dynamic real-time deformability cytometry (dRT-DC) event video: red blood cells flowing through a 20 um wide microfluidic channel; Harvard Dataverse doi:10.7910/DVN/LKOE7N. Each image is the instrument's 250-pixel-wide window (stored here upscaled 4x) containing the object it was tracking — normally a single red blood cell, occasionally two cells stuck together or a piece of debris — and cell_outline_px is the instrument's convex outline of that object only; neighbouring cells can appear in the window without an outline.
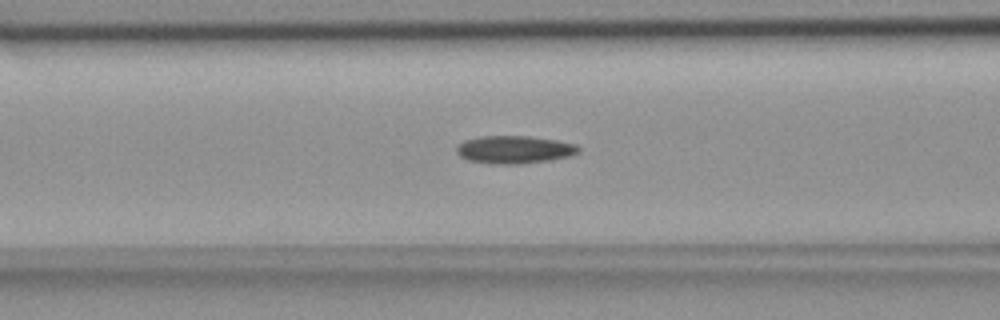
{"species": "common noctule bat (a hibernating species)", "species_latin": "Nyctalus noctula", "temperature_condition": "room temperature", "stored_images_in_passage": 54, "camera_frame_rate_fps": 3000, "um_per_image_px": 0.085, "animal": {"sex": "female", "body_mass_g": 18.4}, "frame": {"image": 1, "passage_image": 21, "time_ms": 6.667, "image_size_px": [1000, 320], "cell_outline_px": [[580, 152], [568, 156], [552, 160], [520, 164], [492, 164], [468, 160], [460, 156], [456, 152], [456, 144], [464, 140], [480, 136], [528, 136], [556, 140], [576, 144], [580, 148]], "centroid_in_image_um": [43.69, 12.72], "position_along_channel_um": 122.9, "area_um2": 19.94}}
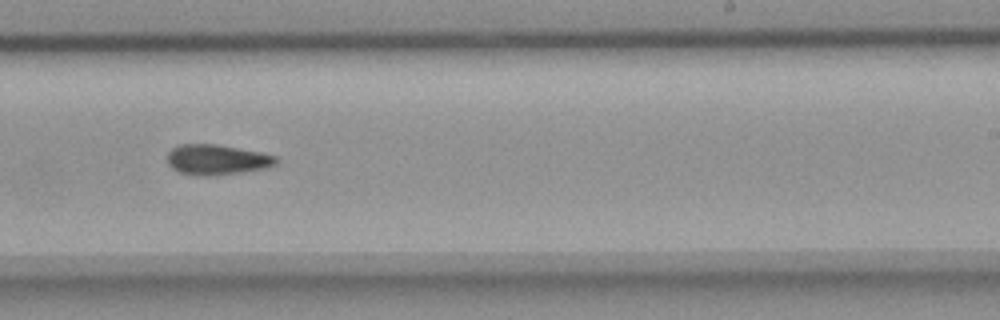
{"frame": {"image": 2, "passage_image": 33, "time_ms": 10.667, "image_size_px": [1000, 320], "cell_outline_px": [[280, 160], [276, 164], [268, 168], [240, 172], [208, 176], [180, 172], [172, 168], [168, 164], [168, 152], [172, 148], [180, 144], [216, 144], [260, 152], [276, 156]], "centroid_in_image_um": [18.46, 13.56], "position_along_channel_um": 270.5, "area_um2": 19.07}}
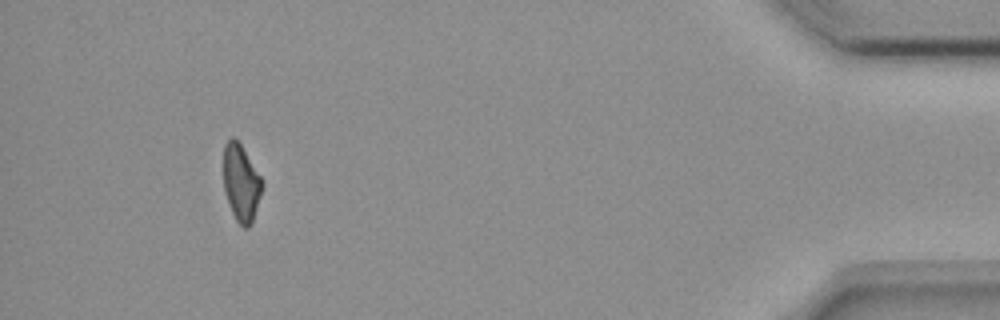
{"frame": {"image": 3, "passage_image": 50, "time_ms": 16.333, "image_size_px": [1000, 320], "cell_outline_px": [[264, 184], [252, 224], [248, 228], [244, 228], [236, 220], [232, 212], [224, 192], [224, 144], [232, 136], [240, 144], [264, 180]], "centroid_in_image_um": [20.51, 15.57], "position_along_channel_um": 414.7, "area_um2": 17.4}, "authors_computed_cell_mechanics": {"area_um2": 18.6983, "velocity_mm_per_s": 3.7076, "shape_relaxation_time_tau1_ms": null, "shape_relaxation_time_tau2_ms": 5.4408, "deformation_change_tau1": null, "deformation_change_tau2": 0.1252}}